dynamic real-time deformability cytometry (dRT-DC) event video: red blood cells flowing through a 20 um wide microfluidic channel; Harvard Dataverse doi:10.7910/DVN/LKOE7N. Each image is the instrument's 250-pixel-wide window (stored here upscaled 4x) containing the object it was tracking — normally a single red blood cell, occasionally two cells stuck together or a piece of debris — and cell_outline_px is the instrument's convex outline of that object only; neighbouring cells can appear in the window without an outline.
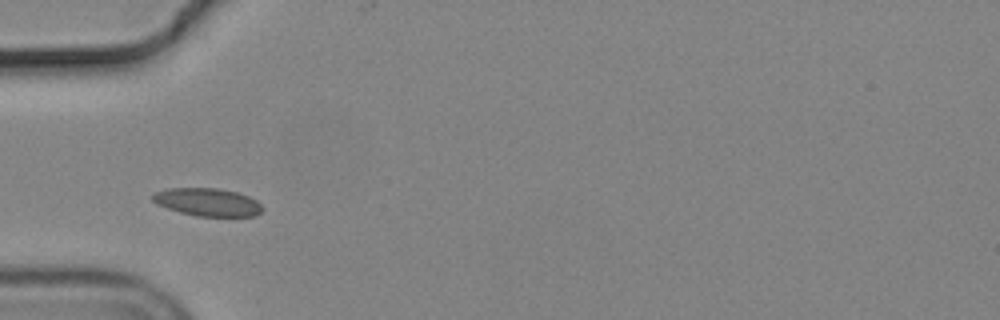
{"species": "common noctule bat (a hibernating species)", "species_latin": "Nyctalus noctula", "temperature_condition": "cold", "stored_images_in_passage": 12, "camera_frame_rate_fps": 3000, "um_per_image_px": 0.085, "animal": {"sex": "male", "body_mass_g": 19.2, "forearm_length_mm": 51.8}, "frame": {"image": 1, "passage_image": 6, "time_ms": 1.667, "image_size_px": [1000, 320], "cell_outline_px": [[264, 208], [256, 216], [196, 216], [180, 212], [156, 204], [152, 200], [152, 192], [168, 188], [216, 188], [236, 192], [248, 196], [256, 200]], "centroid_in_image_um": [17.62, 17.17], "position_along_channel_um": 67.4, "area_um2": 17.86}}
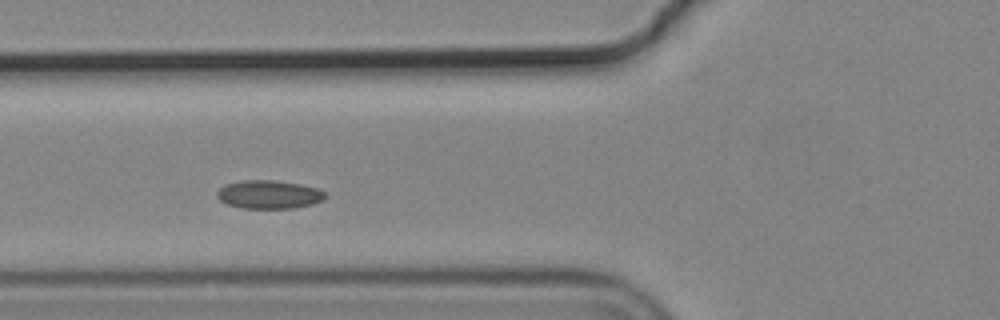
{"frame": {"image": 2, "passage_image": 9, "time_ms": 2.667, "image_size_px": [1000, 320], "cell_outline_px": [[328, 196], [324, 200], [312, 204], [292, 208], [240, 208], [228, 204], [220, 200], [216, 196], [216, 192], [224, 184], [240, 180], [276, 180], [300, 184], [316, 188], [324, 192]], "centroid_in_image_um": [22.85, 16.52], "position_along_channel_um": 103.0, "area_um2": 18.03}}